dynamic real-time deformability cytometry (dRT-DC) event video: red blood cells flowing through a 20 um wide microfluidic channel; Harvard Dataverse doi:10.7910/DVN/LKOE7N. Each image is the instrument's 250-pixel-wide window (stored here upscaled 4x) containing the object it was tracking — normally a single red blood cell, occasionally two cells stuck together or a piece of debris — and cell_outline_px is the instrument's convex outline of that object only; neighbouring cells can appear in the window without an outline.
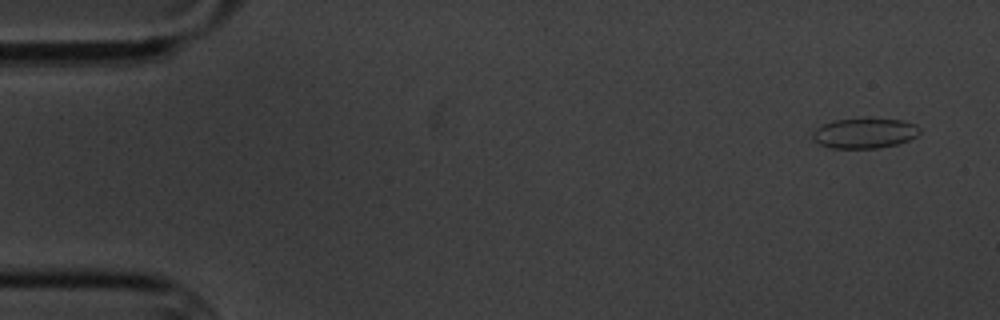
{"species": "common noctule bat (a hibernating species)", "species_latin": "Nyctalus noctula", "temperature_condition": "cold", "stored_images_in_passage": 4, "camera_frame_rate_fps": 3000, "um_per_image_px": 0.085, "animal": {"sex": "male", "body_mass_g": 20.1, "forearm_length_mm": 53.5}, "frame": {"image": 1, "passage_image": 1, "time_ms": 0.0, "image_size_px": [1000, 320], "cell_outline_px": [[920, 132], [916, 136], [908, 140], [896, 144], [876, 148], [832, 148], [820, 144], [812, 140], [812, 132], [816, 128], [824, 124], [836, 120], [864, 116], [868, 116], [904, 120], [916, 124], [920, 128]], "centroid_in_image_um": [73.5, 11.27], "position_along_channel_um": 11.5, "area_um2": 19.42}}